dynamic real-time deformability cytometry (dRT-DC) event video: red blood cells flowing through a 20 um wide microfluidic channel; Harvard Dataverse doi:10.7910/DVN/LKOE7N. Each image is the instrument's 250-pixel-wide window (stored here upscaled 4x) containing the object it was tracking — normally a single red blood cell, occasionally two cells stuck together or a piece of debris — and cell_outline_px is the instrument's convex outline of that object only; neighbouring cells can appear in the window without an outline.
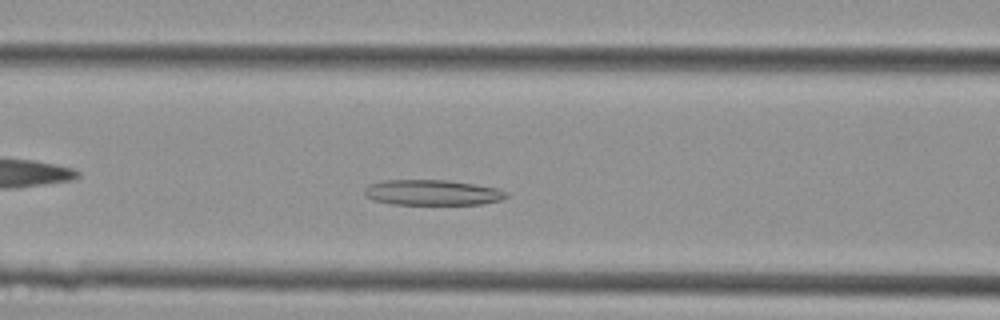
{"species": "Egyptian fruit bat (a non-hibernating species)", "species_latin": "Rousettus aegyptiacus", "temperature_condition": "cold", "stored_images_in_passage": 37, "camera_frame_rate_fps": 3000, "um_per_image_px": 0.085, "animal": {"sex": "female"}, "frame": {"image": 1, "passage_image": 11, "time_ms": 3.333, "image_size_px": [1000, 320], "cell_outline_px": [[508, 196], [500, 200], [484, 204], [392, 204], [372, 200], [364, 196], [364, 188], [368, 184], [384, 180], [444, 180], [472, 184], [496, 188], [508, 192]], "centroid_in_image_um": [36.7, 16.37], "position_along_channel_um": 129.9, "area_um2": 21.04}}
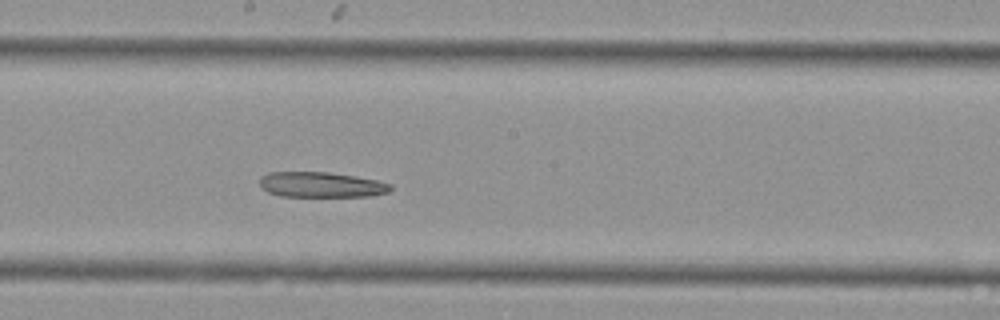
{"frame": {"image": 2, "passage_image": 17, "time_ms": 5.333, "image_size_px": [1000, 320], "cell_outline_px": [[392, 188], [388, 192], [372, 196], [280, 196], [268, 192], [260, 188], [260, 176], [268, 172], [328, 172], [376, 180], [392, 184]], "centroid_in_image_um": [27.27, 15.7], "position_along_channel_um": 220.9, "area_um2": 19.31}}
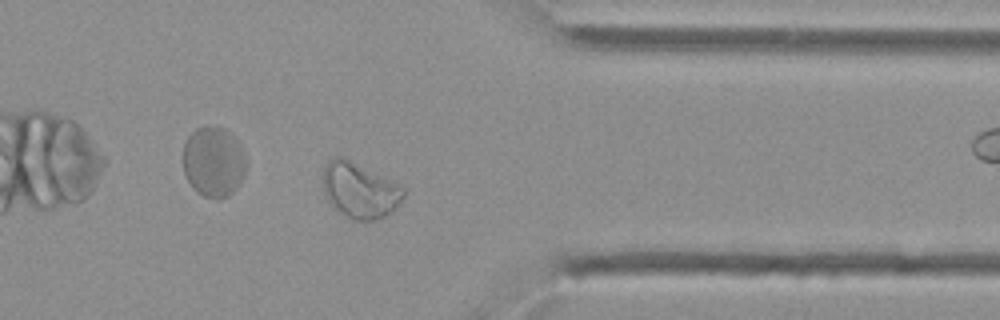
{"frame": {"image": 3, "passage_image": 28, "time_ms": 9.0, "image_size_px": [1000, 320], "cell_outline_px": [[404, 196], [392, 212], [376, 220], [352, 220], [340, 212], [328, 200], [324, 192], [324, 164], [328, 160], [336, 156], [340, 156], [392, 180], [404, 188]], "centroid_in_image_um": [30.58, 16.18], "position_along_channel_um": 380.8, "area_um2": 25.66}}